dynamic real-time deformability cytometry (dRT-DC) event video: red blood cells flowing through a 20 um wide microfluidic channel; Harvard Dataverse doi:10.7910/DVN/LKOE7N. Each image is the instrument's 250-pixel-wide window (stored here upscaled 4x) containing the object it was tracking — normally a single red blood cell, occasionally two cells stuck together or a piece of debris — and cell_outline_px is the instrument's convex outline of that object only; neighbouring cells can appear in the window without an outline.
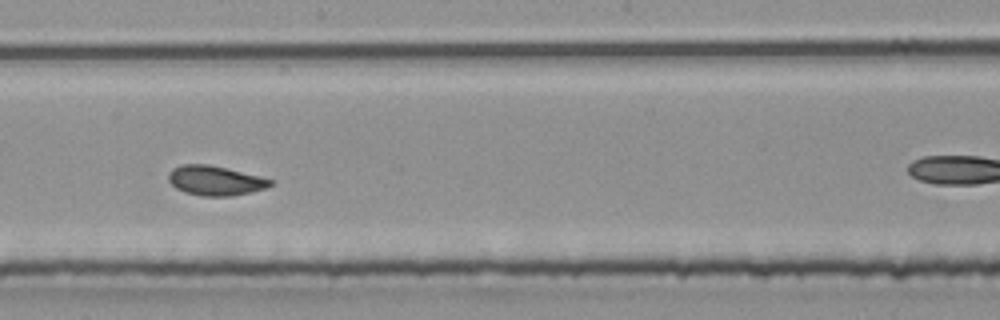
{"species": "common noctule bat (a hibernating species)", "species_latin": "Nyctalus noctula", "temperature_condition": "room temperature", "stored_images_in_passage": 44, "segment_of_instrument_passage": [2, 2], "camera_frame_rate_fps": 3000, "um_per_image_px": 0.085, "animal": {"sex": "male", "body_mass_g": 20.4}, "frame": {"image": 1, "passage_image": 19, "time_ms": 6.0, "image_size_px": [1000, 320], "cell_outline_px": [[272, 184], [264, 188], [232, 196], [200, 196], [184, 192], [176, 188], [168, 180], [168, 172], [172, 168], [180, 164], [208, 164], [260, 176], [272, 180]], "centroid_in_image_um": [18.23, 15.34], "position_along_channel_um": 230.0, "area_um2": 17.51}}
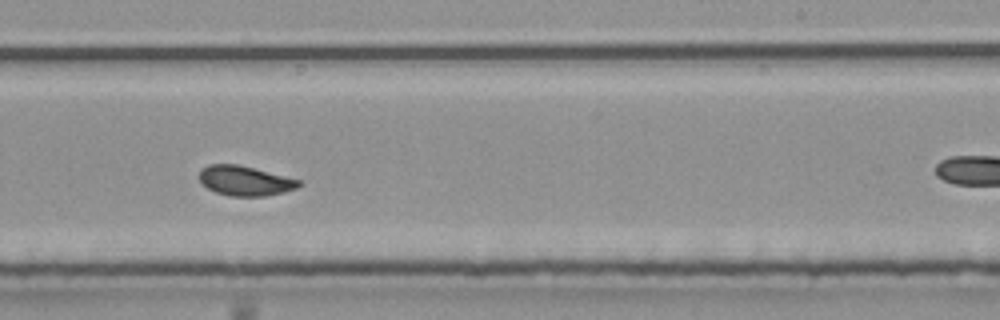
{"frame": {"image": 2, "passage_image": 22, "time_ms": 7.0, "image_size_px": [1000, 320], "cell_outline_px": [[304, 184], [296, 188], [284, 192], [264, 196], [232, 196], [216, 192], [200, 184], [200, 168], [208, 164], [236, 164], [300, 180]], "centroid_in_image_um": [20.8, 15.37], "position_along_channel_um": 268.2, "area_um2": 17.17}}